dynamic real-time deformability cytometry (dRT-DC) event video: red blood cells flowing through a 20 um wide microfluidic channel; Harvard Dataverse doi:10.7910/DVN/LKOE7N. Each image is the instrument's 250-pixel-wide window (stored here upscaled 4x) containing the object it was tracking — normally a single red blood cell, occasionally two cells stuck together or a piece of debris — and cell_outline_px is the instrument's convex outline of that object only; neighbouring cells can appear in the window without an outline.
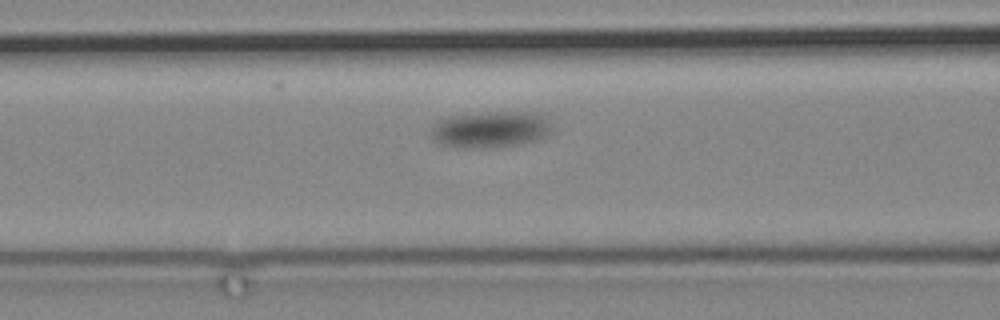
{"species": "common noctule bat (a hibernating species)", "species_latin": "Nyctalus noctula", "temperature_condition": "cold", "stored_images_in_passage": 8, "camera_frame_rate_fps": 3000, "um_per_image_px": 0.085, "animal": {"sex": "male", "body_mass_g": 19.2, "forearm_length_mm": 51.8}, "frame": {"image": 1, "passage_image": 3, "time_ms": 3.333, "image_size_px": [1000, 320], "cell_outline_px": [[552, 132], [548, 136], [540, 140], [520, 144], [496, 148], [456, 148], [440, 144], [432, 140], [432, 128], [436, 120], [448, 116], [480, 112], [540, 112], [548, 116], [552, 128]], "centroid_in_image_um": [41.74, 11.0], "position_along_channel_um": 124.9, "area_um2": 26.7}}
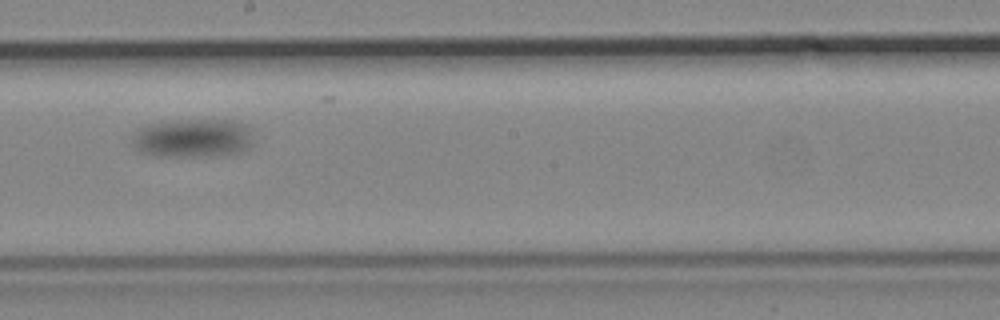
{"frame": {"image": 2, "passage_image": 7, "time_ms": 8.0, "image_size_px": [1000, 320], "cell_outline_px": [[252, 144], [244, 152], [212, 156], [156, 156], [140, 152], [132, 148], [132, 136], [144, 124], [160, 120], [232, 120], [248, 124], [252, 128]], "centroid_in_image_um": [16.38, 11.72], "position_along_channel_um": 231.8, "area_um2": 28.21}}
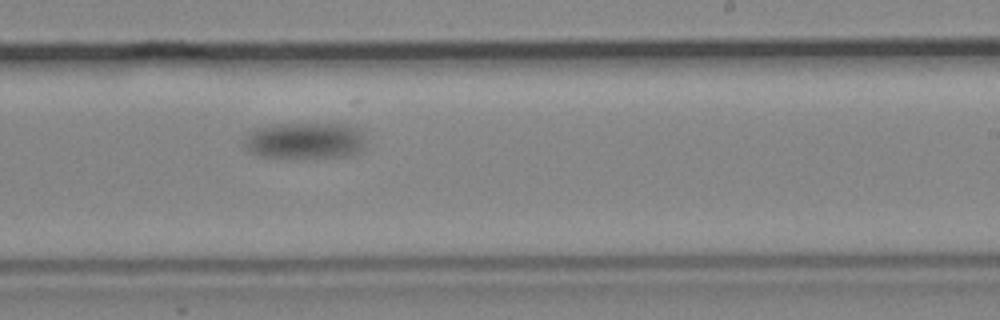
{"frame": {"image": 3, "passage_image": 8, "time_ms": 9.333, "image_size_px": [1000, 320], "cell_outline_px": [[364, 144], [360, 152], [352, 156], [256, 156], [248, 152], [244, 148], [244, 140], [248, 132], [256, 128], [272, 124], [348, 124], [356, 128], [360, 132]], "centroid_in_image_um": [25.86, 11.93], "position_along_channel_um": 263.1, "area_um2": 25.49}}